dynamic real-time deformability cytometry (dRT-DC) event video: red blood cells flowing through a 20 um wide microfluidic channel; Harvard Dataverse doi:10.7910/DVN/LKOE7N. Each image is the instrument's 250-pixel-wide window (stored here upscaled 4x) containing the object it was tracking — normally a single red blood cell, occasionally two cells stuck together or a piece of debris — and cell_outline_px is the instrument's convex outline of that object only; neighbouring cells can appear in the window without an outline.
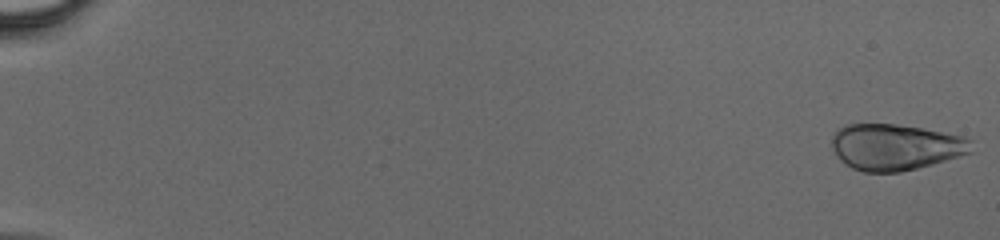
{"species": "human", "species_latin": "Homo sapiens", "temperature_condition": "cold", "stored_images_in_passage": 45, "camera_frame_rate_fps": 3000, "um_per_image_px": 0.085, "donor": {"sex": "male"}, "frame": {"image": 1, "passage_image": 1, "time_ms": 0.0, "image_size_px": [1000, 240], "cell_outline_px": [[972, 152], [932, 164], [900, 172], [864, 172], [852, 168], [844, 164], [840, 160], [832, 148], [832, 136], [840, 128], [848, 124], [896, 124], [924, 128], [964, 136], [972, 140]], "centroid_in_image_um": [76.12, 12.49], "position_along_channel_um": 8.9, "area_um2": 37.63}}
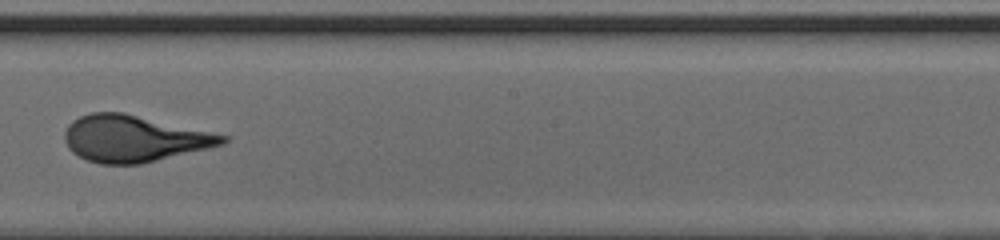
{"frame": {"image": 2, "passage_image": 29, "time_ms": 9.333, "image_size_px": [1000, 240], "cell_outline_px": [[228, 140], [224, 144], [208, 148], [140, 164], [100, 164], [88, 160], [72, 152], [68, 148], [64, 140], [64, 132], [68, 124], [72, 120], [80, 116], [92, 112], [124, 112], [228, 136]], "centroid_in_image_um": [11.34, 11.77], "position_along_channel_um": 236.9, "area_um2": 42.6}}
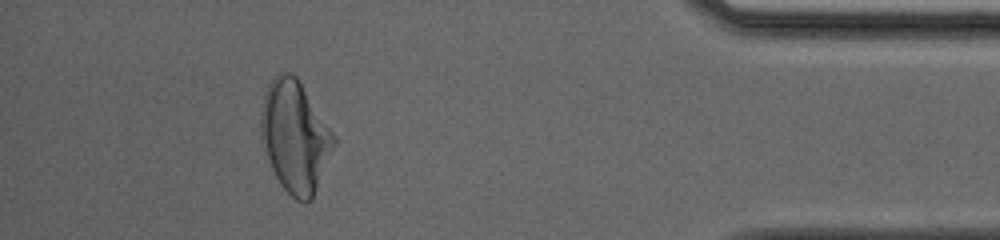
{"frame": {"image": 3, "passage_image": 43, "time_ms": 14.0, "image_size_px": [1000, 240], "cell_outline_px": [[336, 144], [312, 200], [296, 200], [280, 184], [272, 168], [268, 156], [260, 128], [260, 116], [264, 96], [268, 84], [280, 72], [288, 72], [296, 76], [336, 136]], "centroid_in_image_um": [25.1, 11.6], "position_along_channel_um": 410.1, "area_um2": 46.7}}